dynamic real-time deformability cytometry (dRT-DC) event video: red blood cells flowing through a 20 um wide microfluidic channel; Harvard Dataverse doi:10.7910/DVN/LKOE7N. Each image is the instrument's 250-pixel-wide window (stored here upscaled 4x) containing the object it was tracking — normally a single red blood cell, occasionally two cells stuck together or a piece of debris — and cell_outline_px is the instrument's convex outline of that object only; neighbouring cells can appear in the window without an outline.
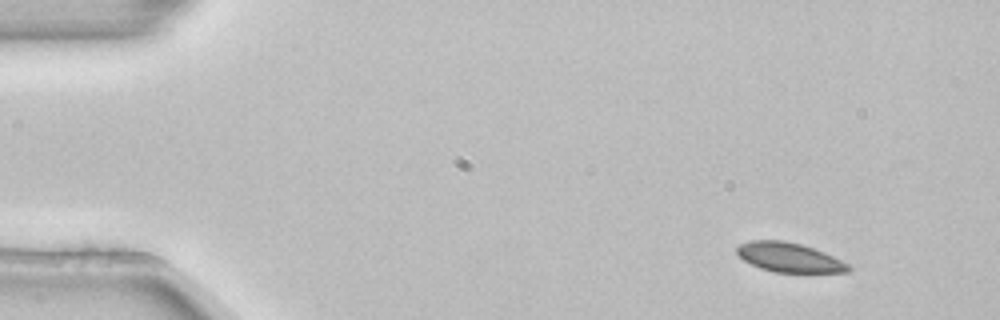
{"species": "common noctule bat (a hibernating species)", "species_latin": "Nyctalus noctula", "temperature_condition": "room temperature", "stored_images_in_passage": 4, "camera_frame_rate_fps": 3000, "um_per_image_px": 0.085, "animal": {"sex": "female", "body_mass_g": 22.7, "forearm_length_mm": 54.2}, "frame": {"image": 1, "passage_image": 1, "time_ms": 0.0, "image_size_px": [1000, 320], "cell_outline_px": [[852, 268], [848, 272], [772, 272], [760, 268], [744, 260], [736, 252], [736, 248], [740, 244], [748, 240], [784, 240], [800, 244], [824, 252], [848, 264]], "centroid_in_image_um": [67.05, 21.87], "position_along_channel_um": 17.9, "area_um2": 18.96}}
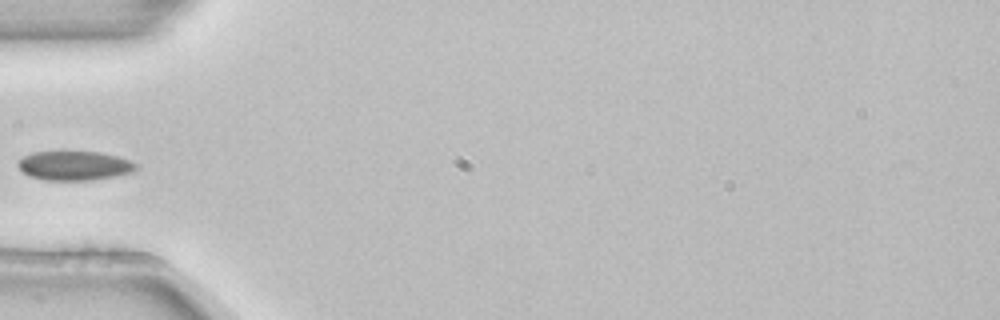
{"frame": {"image": 2, "passage_image": 4, "time_ms": 1.0, "image_size_px": [1000, 320], "cell_outline_px": [[140, 164], [132, 172], [116, 176], [92, 180], [44, 180], [28, 176], [16, 164], [24, 156], [32, 152], [100, 152], [132, 160]], "centroid_in_image_um": [6.36, 14.08], "position_along_channel_um": 78.6, "area_um2": 20.17}}